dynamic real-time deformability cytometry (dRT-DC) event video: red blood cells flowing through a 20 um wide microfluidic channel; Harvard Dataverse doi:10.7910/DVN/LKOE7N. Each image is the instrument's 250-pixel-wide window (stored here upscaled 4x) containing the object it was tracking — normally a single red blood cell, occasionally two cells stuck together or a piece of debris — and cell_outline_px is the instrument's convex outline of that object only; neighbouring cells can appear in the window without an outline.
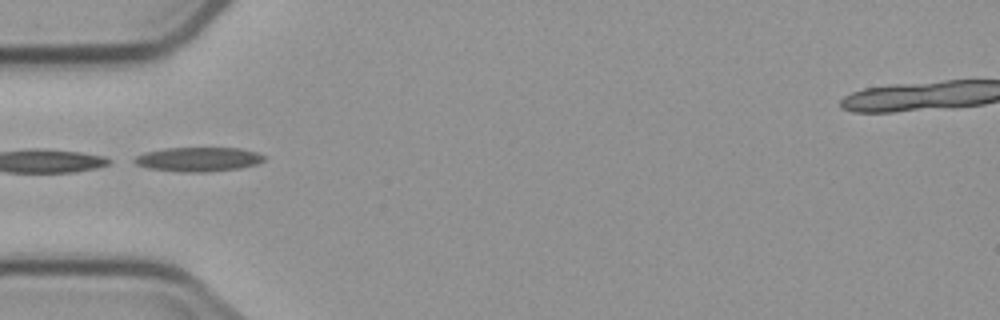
{"species": "common noctule bat (a hibernating species)", "species_latin": "Nyctalus noctula", "temperature_condition": "cold", "stored_images_in_passage": 4, "camera_frame_rate_fps": 3000, "um_per_image_px": 0.085, "animal": {"sex": "male", "body_mass_g": 23.1, "forearm_length_mm": 52.7}, "frame": {"image": 1, "passage_image": 2, "time_ms": 1.0, "image_size_px": [1000, 320], "cell_outline_px": [[264, 160], [256, 164], [240, 168], [204, 172], [184, 172], [148, 168], [136, 164], [128, 160], [144, 152], [164, 148], [240, 148], [256, 152], [264, 156]], "centroid_in_image_um": [16.79, 13.53], "position_along_channel_um": 68.2, "area_um2": 18.38}}
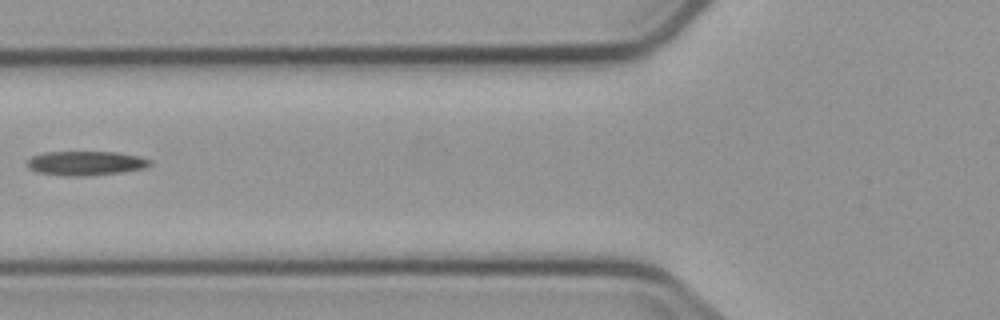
{"frame": {"image": 2, "passage_image": 3, "time_ms": 2.333, "image_size_px": [1000, 320], "cell_outline_px": [[152, 164], [144, 168], [120, 172], [88, 176], [64, 176], [36, 172], [28, 168], [28, 160], [32, 156], [44, 152], [116, 152], [136, 156], [152, 160]], "centroid_in_image_um": [7.26, 13.88], "position_along_channel_um": 118.5, "area_um2": 17.34}}
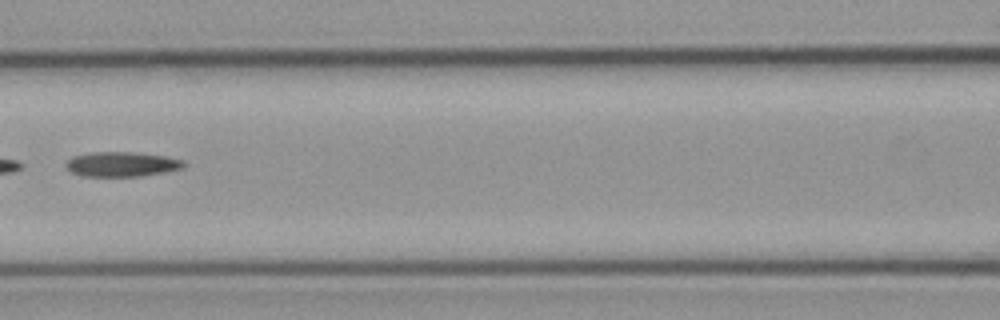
{"frame": {"image": 3, "passage_image": 4, "time_ms": 3.333, "image_size_px": [1000, 320], "cell_outline_px": [[188, 164], [184, 168], [164, 172], [140, 176], [80, 176], [72, 172], [64, 164], [72, 156], [92, 152], [132, 152], [164, 156], [184, 160]], "centroid_in_image_um": [10.37, 13.96], "position_along_channel_um": 156.2, "area_um2": 17.05}}